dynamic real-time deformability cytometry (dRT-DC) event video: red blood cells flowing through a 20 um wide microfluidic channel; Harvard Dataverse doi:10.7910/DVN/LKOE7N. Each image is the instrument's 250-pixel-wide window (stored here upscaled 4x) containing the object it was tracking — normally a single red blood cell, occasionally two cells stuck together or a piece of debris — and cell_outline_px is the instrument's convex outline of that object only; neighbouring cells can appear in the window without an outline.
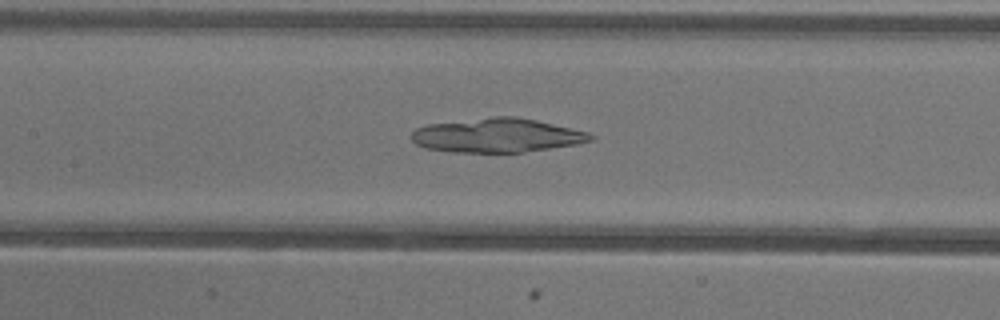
{"species": "common noctule bat (a hibernating species)", "species_latin": "Nyctalus noctula", "temperature_condition": "warm", "stored_images_in_passage": 51, "camera_frame_rate_fps": 3000, "um_per_image_px": 0.085, "animal": {"sex": "female"}, "frame": {"image": 1, "passage_image": 23, "time_ms": 7.333, "image_size_px": [1000, 320], "cell_outline_px": [[596, 136], [592, 140], [576, 144], [524, 152], [448, 152], [424, 148], [416, 144], [412, 140], [412, 132], [416, 128], [428, 124], [492, 116], [516, 116], [536, 120], [588, 132]], "centroid_in_image_um": [42.22, 11.5], "position_along_channel_um": 165.2, "area_um2": 35.6}}
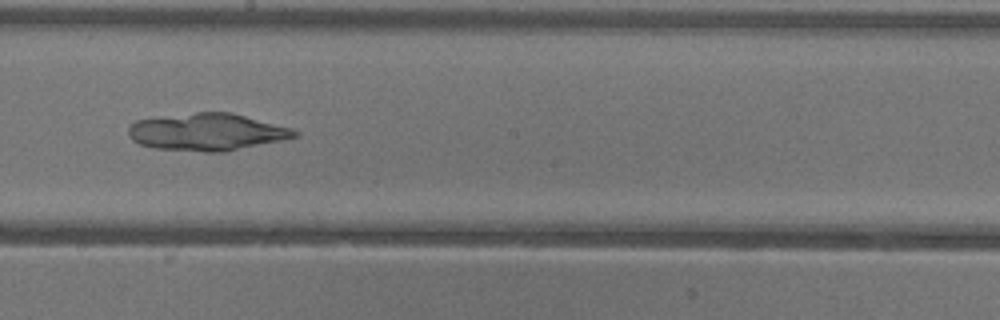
{"frame": {"image": 2, "passage_image": 28, "time_ms": 9.0, "image_size_px": [1000, 320], "cell_outline_px": [[300, 136], [284, 140], [224, 152], [204, 152], [152, 148], [140, 144], [132, 140], [128, 136], [128, 128], [136, 120], [196, 112], [232, 112], [292, 128], [300, 132]], "centroid_in_image_um": [17.63, 11.23], "position_along_channel_um": 230.6, "area_um2": 36.3}}
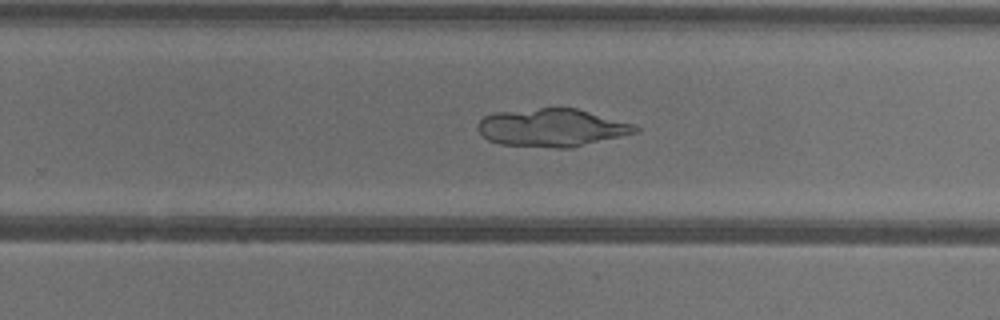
{"frame": {"image": 3, "passage_image": 32, "time_ms": 10.333, "image_size_px": [1000, 320], "cell_outline_px": [[640, 132], [572, 148], [556, 148], [500, 144], [488, 140], [476, 128], [476, 124], [484, 116], [496, 112], [540, 108], [576, 108], [632, 124], [640, 128]], "centroid_in_image_um": [46.91, 10.86], "position_along_channel_um": 282.9, "area_um2": 34.8}}